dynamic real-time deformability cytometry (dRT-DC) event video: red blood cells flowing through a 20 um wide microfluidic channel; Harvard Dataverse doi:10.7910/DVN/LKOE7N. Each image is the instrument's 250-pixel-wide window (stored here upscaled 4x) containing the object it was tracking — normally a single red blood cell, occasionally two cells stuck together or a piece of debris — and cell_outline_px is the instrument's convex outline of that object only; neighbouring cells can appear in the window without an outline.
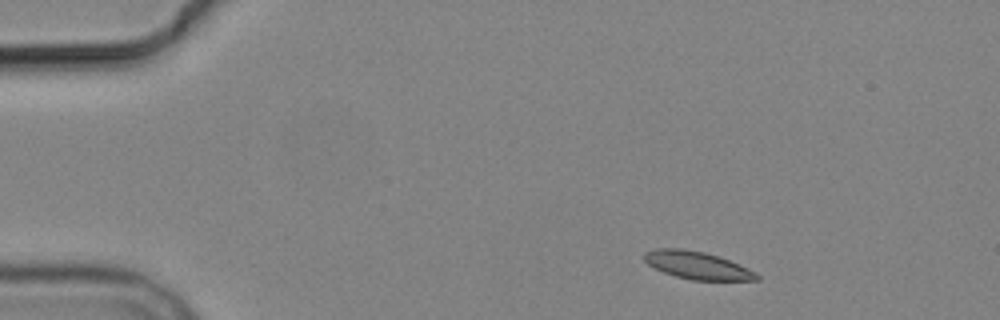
{"species": "common noctule bat (a hibernating species)", "species_latin": "Nyctalus noctula", "temperature_condition": "cold", "stored_images_in_passage": 6, "camera_frame_rate_fps": 3000, "um_per_image_px": 0.085, "animal": {"sex": "male", "body_mass_g": 19.2, "forearm_length_mm": 51.8}, "frame": {"image": 1, "passage_image": 1, "time_ms": 0.0, "image_size_px": [1000, 320], "cell_outline_px": [[760, 280], [692, 280], [676, 276], [664, 272], [648, 264], [644, 260], [644, 252], [656, 248], [680, 248], [704, 252], [720, 256], [748, 268], [756, 272], [760, 276]], "centroid_in_image_um": [59.28, 22.54], "position_along_channel_um": 25.7, "area_um2": 18.09}}
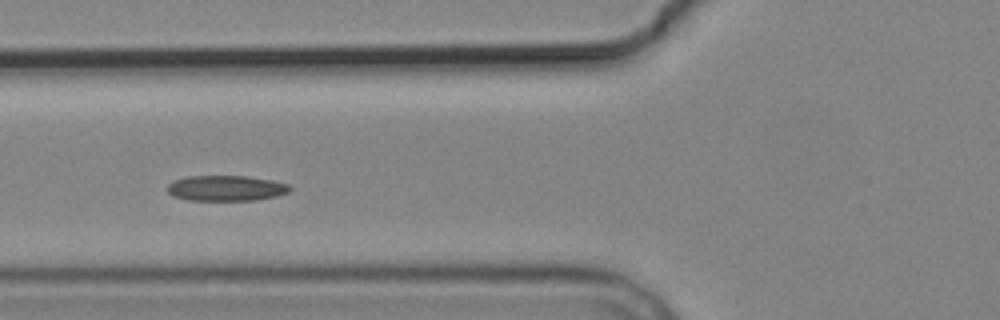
{"frame": {"image": 2, "passage_image": 5, "time_ms": 4.333, "image_size_px": [1000, 320], "cell_outline_px": [[292, 188], [288, 192], [276, 196], [256, 200], [188, 200], [172, 196], [164, 188], [172, 180], [184, 176], [248, 176], [272, 180], [288, 184]], "centroid_in_image_um": [19.16, 15.99], "position_along_channel_um": 106.6, "area_um2": 18.44}}
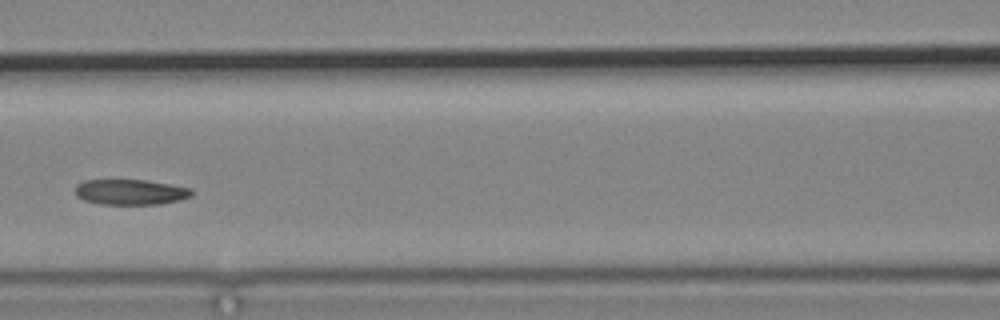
{"frame": {"image": 3, "passage_image": 6, "time_ms": 5.667, "image_size_px": [1000, 320], "cell_outline_px": [[192, 196], [180, 200], [160, 204], [100, 204], [84, 200], [76, 196], [76, 184], [84, 180], [148, 180], [172, 184], [192, 188]], "centroid_in_image_um": [11.12, 16.32], "position_along_channel_um": 155.5, "area_um2": 17.4}}